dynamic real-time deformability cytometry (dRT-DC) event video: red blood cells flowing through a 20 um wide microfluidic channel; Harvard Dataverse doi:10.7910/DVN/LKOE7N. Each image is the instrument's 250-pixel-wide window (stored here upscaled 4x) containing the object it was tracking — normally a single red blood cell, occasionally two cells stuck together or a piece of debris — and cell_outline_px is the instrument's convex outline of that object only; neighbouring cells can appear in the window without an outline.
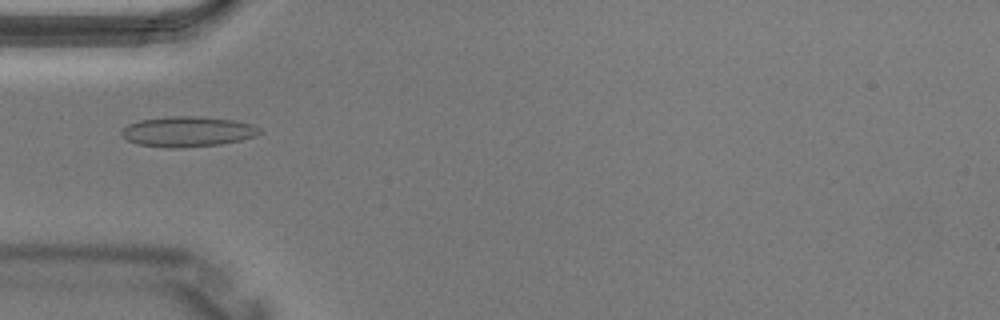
{"species": "Egyptian fruit bat (a non-hibernating species)", "species_latin": "Rousettus aegyptiacus", "temperature_condition": "warm", "stored_images_in_passage": 3, "camera_frame_rate_fps": 3000, "um_per_image_px": 0.085, "animal": {"sex": "male"}, "frame": {"image": 1, "passage_image": 3, "time_ms": 0.667, "image_size_px": [1000, 320], "cell_outline_px": [[264, 132], [256, 136], [240, 140], [220, 144], [184, 148], [164, 148], [136, 144], [128, 140], [120, 132], [128, 124], [140, 120], [168, 116], [200, 116], [232, 120], [252, 124], [260, 128]], "centroid_in_image_um": [15.96, 11.19], "position_along_channel_um": 69.0, "area_um2": 24.57}}